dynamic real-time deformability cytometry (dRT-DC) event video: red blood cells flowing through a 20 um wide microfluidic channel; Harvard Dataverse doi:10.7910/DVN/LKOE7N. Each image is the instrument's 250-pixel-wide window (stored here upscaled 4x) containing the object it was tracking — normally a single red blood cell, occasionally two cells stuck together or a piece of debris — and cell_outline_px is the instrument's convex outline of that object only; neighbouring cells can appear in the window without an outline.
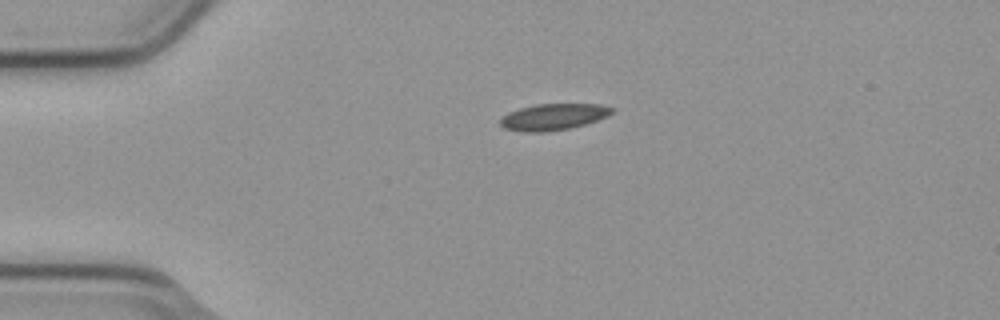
{"species": "common noctule bat (a hibernating species)", "species_latin": "Nyctalus noctula", "temperature_condition": "cold", "stored_images_in_passage": 3, "camera_frame_rate_fps": 3000, "um_per_image_px": 0.085, "animal": {"sex": "male", "body_mass_g": 23.1, "forearm_length_mm": 52.7}, "frame": {"image": 1, "passage_image": 1, "time_ms": 0.0, "image_size_px": [1000, 320], "cell_outline_px": [[616, 112], [608, 116], [584, 124], [568, 128], [544, 132], [520, 132], [504, 128], [500, 124], [500, 120], [508, 112], [520, 108], [536, 104], [600, 104], [616, 108]], "centroid_in_image_um": [47.06, 9.93], "position_along_channel_um": 37.9, "area_um2": 17.22}}